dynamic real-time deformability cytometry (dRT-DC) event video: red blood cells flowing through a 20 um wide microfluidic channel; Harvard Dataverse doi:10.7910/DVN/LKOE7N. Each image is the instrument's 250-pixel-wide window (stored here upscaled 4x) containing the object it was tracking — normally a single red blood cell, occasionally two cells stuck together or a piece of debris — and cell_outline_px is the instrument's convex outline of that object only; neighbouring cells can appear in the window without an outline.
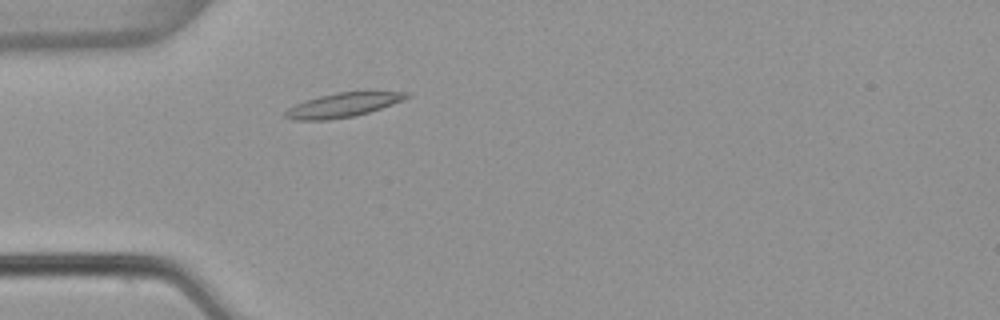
{"species": "common noctule bat (a hibernating species)", "species_latin": "Nyctalus noctula", "temperature_condition": "warm", "stored_images_in_passage": 3, "camera_frame_rate_fps": 3000, "um_per_image_px": 0.085, "animal": {"sex": "female", "body_mass_g": 22.7, "forearm_length_mm": 54.2}, "frame": {"image": 1, "passage_image": 3, "time_ms": 0.667, "image_size_px": [1000, 320], "cell_outline_px": [[412, 96], [404, 100], [356, 116], [328, 120], [292, 120], [284, 116], [284, 112], [288, 108], [296, 104], [320, 96], [336, 92], [412, 92]], "centroid_in_image_um": [29.17, 8.93], "position_along_channel_um": 55.8, "area_um2": 16.99}}